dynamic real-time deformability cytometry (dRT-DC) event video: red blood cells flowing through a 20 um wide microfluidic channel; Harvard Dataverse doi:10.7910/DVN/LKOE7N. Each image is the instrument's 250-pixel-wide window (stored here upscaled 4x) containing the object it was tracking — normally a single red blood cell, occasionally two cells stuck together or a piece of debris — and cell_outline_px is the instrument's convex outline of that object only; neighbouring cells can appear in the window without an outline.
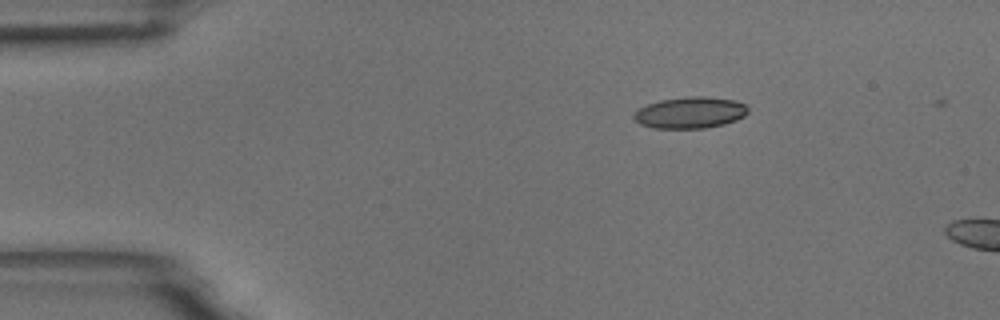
{"species": "common noctule bat (a hibernating species)", "species_latin": "Nyctalus noctula", "temperature_condition": "room temperature", "stored_images_in_passage": 2, "camera_frame_rate_fps": 3000, "um_per_image_px": 0.085, "animal": {"sex": "male", "body_mass_g": 18.8}, "frame": {"image": 1, "passage_image": 1, "time_ms": 0.0, "image_size_px": [1000, 320], "cell_outline_px": [[748, 112], [744, 116], [736, 120], [724, 124], [704, 128], [652, 128], [640, 124], [632, 116], [640, 108], [648, 104], [660, 100], [688, 96], [704, 96], [732, 100], [748, 104]], "centroid_in_image_um": [58.68, 9.57], "position_along_channel_um": 26.3, "area_um2": 20.87}}